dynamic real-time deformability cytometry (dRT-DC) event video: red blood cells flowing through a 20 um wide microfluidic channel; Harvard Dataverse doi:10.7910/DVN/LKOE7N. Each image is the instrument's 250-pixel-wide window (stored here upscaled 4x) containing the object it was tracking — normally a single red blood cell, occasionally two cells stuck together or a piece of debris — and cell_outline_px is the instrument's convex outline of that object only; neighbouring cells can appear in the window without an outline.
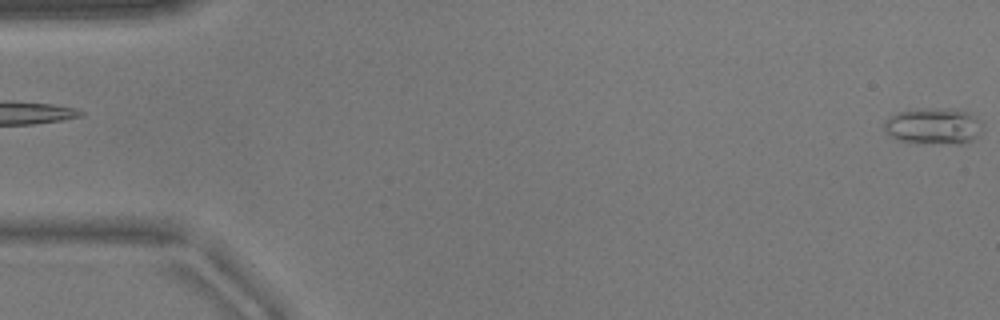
{"species": "common noctule bat (a hibernating species)", "species_latin": "Nyctalus noctula", "temperature_condition": "warm", "stored_images_in_passage": 53, "camera_frame_rate_fps": 3000, "um_per_image_px": 0.085, "animal": {"sex": "male", "body_mass_g": 17.9}, "frame": {"image": 1, "passage_image": 1, "time_ms": 0.0, "image_size_px": [1000, 320], "cell_outline_px": [[980, 136], [964, 144], [956, 144], [896, 140], [884, 132], [884, 120], [888, 116], [896, 112], [916, 108], [956, 108], [968, 112], [976, 116], [980, 120]], "centroid_in_image_um": [79.33, 10.69], "position_along_channel_um": 5.7, "area_um2": 21.21}}
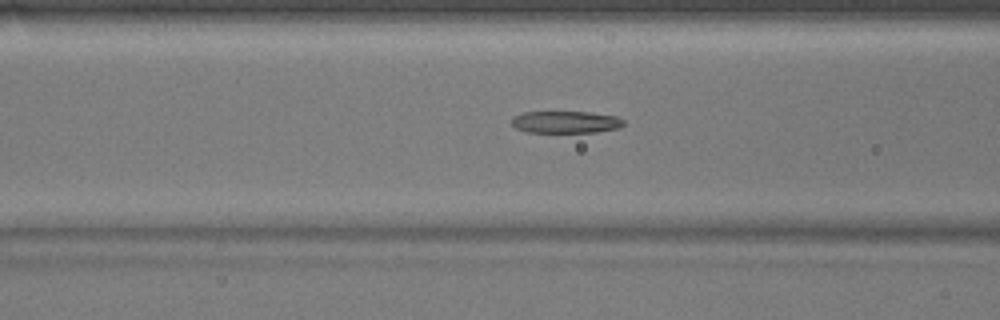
{"frame": {"image": 2, "passage_image": 21, "time_ms": 6.667, "image_size_px": [1000, 320], "cell_outline_px": [[624, 124], [620, 128], [596, 132], [528, 132], [516, 128], [512, 124], [512, 116], [524, 112], [588, 112], [616, 116], [624, 120]], "centroid_in_image_um": [48.09, 10.37], "position_along_channel_um": 118.5, "area_um2": 14.39}}
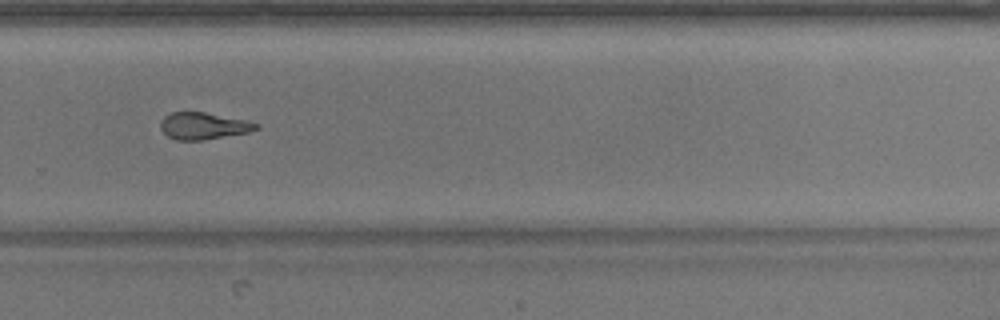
{"frame": {"image": 3, "passage_image": 36, "time_ms": 11.667, "image_size_px": [1000, 320], "cell_outline_px": [[260, 128], [248, 132], [204, 140], [176, 140], [168, 136], [160, 128], [160, 120], [164, 116], [172, 112], [204, 112], [244, 120], [256, 124]], "centroid_in_image_um": [17.24, 10.7], "position_along_channel_um": 312.6, "area_um2": 14.8}, "authors_computed_cell_mechanics": {"area_um2": 15.4904, "velocity_mm_per_s": 3.8836, "shape_relaxation_time_tau1_ms": null, "shape_relaxation_time_tau2_ms": 3.0128, "deformation_change_tau1": null, "deformation_change_tau2": 0.139}}